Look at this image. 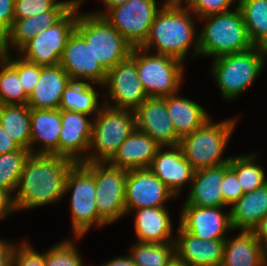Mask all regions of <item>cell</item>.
I'll return each mask as SVG.
<instances>
[{"instance_id":"cell-1","label":"cell","mask_w":267,"mask_h":266,"mask_svg":"<svg viewBox=\"0 0 267 266\" xmlns=\"http://www.w3.org/2000/svg\"><path fill=\"white\" fill-rule=\"evenodd\" d=\"M74 161L57 155L30 154L16 187V210L55 203L65 195V181Z\"/></svg>"},{"instance_id":"cell-2","label":"cell","mask_w":267,"mask_h":266,"mask_svg":"<svg viewBox=\"0 0 267 266\" xmlns=\"http://www.w3.org/2000/svg\"><path fill=\"white\" fill-rule=\"evenodd\" d=\"M195 16L179 0H169L156 15L147 40L141 46L155 53L174 57L182 62L194 46L199 55V36L195 31Z\"/></svg>"},{"instance_id":"cell-3","label":"cell","mask_w":267,"mask_h":266,"mask_svg":"<svg viewBox=\"0 0 267 266\" xmlns=\"http://www.w3.org/2000/svg\"><path fill=\"white\" fill-rule=\"evenodd\" d=\"M207 21L199 36V55L213 56L234 54L254 47L238 6L233 11L201 18Z\"/></svg>"},{"instance_id":"cell-4","label":"cell","mask_w":267,"mask_h":266,"mask_svg":"<svg viewBox=\"0 0 267 266\" xmlns=\"http://www.w3.org/2000/svg\"><path fill=\"white\" fill-rule=\"evenodd\" d=\"M267 48L254 46L251 49L214 58L211 75L214 77L226 100H233L255 82L264 69Z\"/></svg>"},{"instance_id":"cell-5","label":"cell","mask_w":267,"mask_h":266,"mask_svg":"<svg viewBox=\"0 0 267 266\" xmlns=\"http://www.w3.org/2000/svg\"><path fill=\"white\" fill-rule=\"evenodd\" d=\"M211 120L180 139L183 155L194 170L220 166L230 161V156H222L237 120L230 118L217 123Z\"/></svg>"},{"instance_id":"cell-6","label":"cell","mask_w":267,"mask_h":266,"mask_svg":"<svg viewBox=\"0 0 267 266\" xmlns=\"http://www.w3.org/2000/svg\"><path fill=\"white\" fill-rule=\"evenodd\" d=\"M72 192L70 201L72 233L81 239L92 225L103 227L107 223L98 215L95 199L93 162L75 163L65 181V194Z\"/></svg>"},{"instance_id":"cell-7","label":"cell","mask_w":267,"mask_h":266,"mask_svg":"<svg viewBox=\"0 0 267 266\" xmlns=\"http://www.w3.org/2000/svg\"><path fill=\"white\" fill-rule=\"evenodd\" d=\"M75 31L106 71L131 55L132 45L102 16L79 12Z\"/></svg>"},{"instance_id":"cell-8","label":"cell","mask_w":267,"mask_h":266,"mask_svg":"<svg viewBox=\"0 0 267 266\" xmlns=\"http://www.w3.org/2000/svg\"><path fill=\"white\" fill-rule=\"evenodd\" d=\"M92 121L89 151L91 149L95 151L91 150L84 162H108L119 146L136 129L134 111L114 109L104 104Z\"/></svg>"},{"instance_id":"cell-9","label":"cell","mask_w":267,"mask_h":266,"mask_svg":"<svg viewBox=\"0 0 267 266\" xmlns=\"http://www.w3.org/2000/svg\"><path fill=\"white\" fill-rule=\"evenodd\" d=\"M148 52L142 47H133L130 55L136 63L139 80L147 96L176 94L183 80L184 64L174 57Z\"/></svg>"},{"instance_id":"cell-10","label":"cell","mask_w":267,"mask_h":266,"mask_svg":"<svg viewBox=\"0 0 267 266\" xmlns=\"http://www.w3.org/2000/svg\"><path fill=\"white\" fill-rule=\"evenodd\" d=\"M78 13V9H71L58 23L38 32L18 54L43 67L59 65L67 40L75 30Z\"/></svg>"},{"instance_id":"cell-11","label":"cell","mask_w":267,"mask_h":266,"mask_svg":"<svg viewBox=\"0 0 267 266\" xmlns=\"http://www.w3.org/2000/svg\"><path fill=\"white\" fill-rule=\"evenodd\" d=\"M168 1L158 8L156 0H128L111 8L103 17L132 47H141L148 38L156 15Z\"/></svg>"},{"instance_id":"cell-12","label":"cell","mask_w":267,"mask_h":266,"mask_svg":"<svg viewBox=\"0 0 267 266\" xmlns=\"http://www.w3.org/2000/svg\"><path fill=\"white\" fill-rule=\"evenodd\" d=\"M95 201L98 215L109 225L126 215L125 189L127 171L108 162H93Z\"/></svg>"},{"instance_id":"cell-13","label":"cell","mask_w":267,"mask_h":266,"mask_svg":"<svg viewBox=\"0 0 267 266\" xmlns=\"http://www.w3.org/2000/svg\"><path fill=\"white\" fill-rule=\"evenodd\" d=\"M103 87L108 88L104 105L114 108L135 111L146 99L147 94L139 80L136 63L129 57L107 71ZM108 86V87H107Z\"/></svg>"},{"instance_id":"cell-14","label":"cell","mask_w":267,"mask_h":266,"mask_svg":"<svg viewBox=\"0 0 267 266\" xmlns=\"http://www.w3.org/2000/svg\"><path fill=\"white\" fill-rule=\"evenodd\" d=\"M175 195L149 168L127 171L125 189L126 214L138 208L166 207Z\"/></svg>"},{"instance_id":"cell-15","label":"cell","mask_w":267,"mask_h":266,"mask_svg":"<svg viewBox=\"0 0 267 266\" xmlns=\"http://www.w3.org/2000/svg\"><path fill=\"white\" fill-rule=\"evenodd\" d=\"M83 1L64 0L51 11L25 19H14L10 31L1 40V52L9 53V50L11 51L12 48L19 51L38 32L58 23L71 9H79Z\"/></svg>"},{"instance_id":"cell-16","label":"cell","mask_w":267,"mask_h":266,"mask_svg":"<svg viewBox=\"0 0 267 266\" xmlns=\"http://www.w3.org/2000/svg\"><path fill=\"white\" fill-rule=\"evenodd\" d=\"M60 65L72 81L91 82L98 86L105 82L107 71L75 30L67 40Z\"/></svg>"},{"instance_id":"cell-17","label":"cell","mask_w":267,"mask_h":266,"mask_svg":"<svg viewBox=\"0 0 267 266\" xmlns=\"http://www.w3.org/2000/svg\"><path fill=\"white\" fill-rule=\"evenodd\" d=\"M220 207L183 205L179 225L188 233L202 240H225V233L234 230L230 210L226 214Z\"/></svg>"},{"instance_id":"cell-18","label":"cell","mask_w":267,"mask_h":266,"mask_svg":"<svg viewBox=\"0 0 267 266\" xmlns=\"http://www.w3.org/2000/svg\"><path fill=\"white\" fill-rule=\"evenodd\" d=\"M88 116L90 115L73 110H61L58 156L68 158L75 163H83L86 160L85 152L89 154L92 137V120Z\"/></svg>"},{"instance_id":"cell-19","label":"cell","mask_w":267,"mask_h":266,"mask_svg":"<svg viewBox=\"0 0 267 266\" xmlns=\"http://www.w3.org/2000/svg\"><path fill=\"white\" fill-rule=\"evenodd\" d=\"M136 128L146 133L160 146L179 145L173 122L166 107V97H147L134 111Z\"/></svg>"},{"instance_id":"cell-20","label":"cell","mask_w":267,"mask_h":266,"mask_svg":"<svg viewBox=\"0 0 267 266\" xmlns=\"http://www.w3.org/2000/svg\"><path fill=\"white\" fill-rule=\"evenodd\" d=\"M165 148L168 150L164 151ZM149 169L175 195V198L185 183H191L195 171L184 157L179 145L160 146Z\"/></svg>"},{"instance_id":"cell-21","label":"cell","mask_w":267,"mask_h":266,"mask_svg":"<svg viewBox=\"0 0 267 266\" xmlns=\"http://www.w3.org/2000/svg\"><path fill=\"white\" fill-rule=\"evenodd\" d=\"M175 256L186 266H221L225 240H202L178 225Z\"/></svg>"},{"instance_id":"cell-22","label":"cell","mask_w":267,"mask_h":266,"mask_svg":"<svg viewBox=\"0 0 267 266\" xmlns=\"http://www.w3.org/2000/svg\"><path fill=\"white\" fill-rule=\"evenodd\" d=\"M159 147L150 136L136 128L108 163L126 171L149 168Z\"/></svg>"},{"instance_id":"cell-23","label":"cell","mask_w":267,"mask_h":266,"mask_svg":"<svg viewBox=\"0 0 267 266\" xmlns=\"http://www.w3.org/2000/svg\"><path fill=\"white\" fill-rule=\"evenodd\" d=\"M71 81L62 66H41L40 77L28 97L30 109H59L65 87Z\"/></svg>"},{"instance_id":"cell-24","label":"cell","mask_w":267,"mask_h":266,"mask_svg":"<svg viewBox=\"0 0 267 266\" xmlns=\"http://www.w3.org/2000/svg\"><path fill=\"white\" fill-rule=\"evenodd\" d=\"M30 126L31 154L58 156V142L61 133V110L30 109ZM35 143L41 144L38 146V149L35 148Z\"/></svg>"},{"instance_id":"cell-25","label":"cell","mask_w":267,"mask_h":266,"mask_svg":"<svg viewBox=\"0 0 267 266\" xmlns=\"http://www.w3.org/2000/svg\"><path fill=\"white\" fill-rule=\"evenodd\" d=\"M132 211H136L134 230L137 242L160 244L175 241L167 207L138 208Z\"/></svg>"},{"instance_id":"cell-26","label":"cell","mask_w":267,"mask_h":266,"mask_svg":"<svg viewBox=\"0 0 267 266\" xmlns=\"http://www.w3.org/2000/svg\"><path fill=\"white\" fill-rule=\"evenodd\" d=\"M224 176V164L194 171L190 193L184 205L198 207L223 206L221 183Z\"/></svg>"},{"instance_id":"cell-27","label":"cell","mask_w":267,"mask_h":266,"mask_svg":"<svg viewBox=\"0 0 267 266\" xmlns=\"http://www.w3.org/2000/svg\"><path fill=\"white\" fill-rule=\"evenodd\" d=\"M221 266H267L263 245L252 230H240L234 238H226Z\"/></svg>"},{"instance_id":"cell-28","label":"cell","mask_w":267,"mask_h":266,"mask_svg":"<svg viewBox=\"0 0 267 266\" xmlns=\"http://www.w3.org/2000/svg\"><path fill=\"white\" fill-rule=\"evenodd\" d=\"M166 107L180 139L203 126L211 118L204 107L178 96V93L166 96Z\"/></svg>"},{"instance_id":"cell-29","label":"cell","mask_w":267,"mask_h":266,"mask_svg":"<svg viewBox=\"0 0 267 266\" xmlns=\"http://www.w3.org/2000/svg\"><path fill=\"white\" fill-rule=\"evenodd\" d=\"M267 214V183L244 195L230 208L233 229L253 230Z\"/></svg>"},{"instance_id":"cell-30","label":"cell","mask_w":267,"mask_h":266,"mask_svg":"<svg viewBox=\"0 0 267 266\" xmlns=\"http://www.w3.org/2000/svg\"><path fill=\"white\" fill-rule=\"evenodd\" d=\"M92 84L91 82L71 80L64 89L59 109L73 110L94 117L102 105L100 106L98 101L99 92L95 91Z\"/></svg>"},{"instance_id":"cell-31","label":"cell","mask_w":267,"mask_h":266,"mask_svg":"<svg viewBox=\"0 0 267 266\" xmlns=\"http://www.w3.org/2000/svg\"><path fill=\"white\" fill-rule=\"evenodd\" d=\"M0 126L20 147L30 150V108L27 105H0Z\"/></svg>"},{"instance_id":"cell-32","label":"cell","mask_w":267,"mask_h":266,"mask_svg":"<svg viewBox=\"0 0 267 266\" xmlns=\"http://www.w3.org/2000/svg\"><path fill=\"white\" fill-rule=\"evenodd\" d=\"M237 4L251 43L267 48V0H238Z\"/></svg>"},{"instance_id":"cell-33","label":"cell","mask_w":267,"mask_h":266,"mask_svg":"<svg viewBox=\"0 0 267 266\" xmlns=\"http://www.w3.org/2000/svg\"><path fill=\"white\" fill-rule=\"evenodd\" d=\"M256 155L254 153L230 158L229 166L236 172L243 193L252 192L267 183L264 169L255 162Z\"/></svg>"},{"instance_id":"cell-34","label":"cell","mask_w":267,"mask_h":266,"mask_svg":"<svg viewBox=\"0 0 267 266\" xmlns=\"http://www.w3.org/2000/svg\"><path fill=\"white\" fill-rule=\"evenodd\" d=\"M26 95L17 69L0 56V105H27Z\"/></svg>"},{"instance_id":"cell-35","label":"cell","mask_w":267,"mask_h":266,"mask_svg":"<svg viewBox=\"0 0 267 266\" xmlns=\"http://www.w3.org/2000/svg\"><path fill=\"white\" fill-rule=\"evenodd\" d=\"M130 254L137 266H166L175 256L174 242L160 244L137 242Z\"/></svg>"},{"instance_id":"cell-36","label":"cell","mask_w":267,"mask_h":266,"mask_svg":"<svg viewBox=\"0 0 267 266\" xmlns=\"http://www.w3.org/2000/svg\"><path fill=\"white\" fill-rule=\"evenodd\" d=\"M30 154V150L20 147L16 151L0 155V188L14 195L13 192H16L24 164Z\"/></svg>"},{"instance_id":"cell-37","label":"cell","mask_w":267,"mask_h":266,"mask_svg":"<svg viewBox=\"0 0 267 266\" xmlns=\"http://www.w3.org/2000/svg\"><path fill=\"white\" fill-rule=\"evenodd\" d=\"M45 266H83L82 258L72 240H64L45 252Z\"/></svg>"},{"instance_id":"cell-38","label":"cell","mask_w":267,"mask_h":266,"mask_svg":"<svg viewBox=\"0 0 267 266\" xmlns=\"http://www.w3.org/2000/svg\"><path fill=\"white\" fill-rule=\"evenodd\" d=\"M2 55L17 69L24 91L29 97L40 77L41 66L25 60L21 56L11 59L9 53H2Z\"/></svg>"},{"instance_id":"cell-39","label":"cell","mask_w":267,"mask_h":266,"mask_svg":"<svg viewBox=\"0 0 267 266\" xmlns=\"http://www.w3.org/2000/svg\"><path fill=\"white\" fill-rule=\"evenodd\" d=\"M185 3V7L190 10L198 19L203 17L228 12L229 7L237 0H179Z\"/></svg>"},{"instance_id":"cell-40","label":"cell","mask_w":267,"mask_h":266,"mask_svg":"<svg viewBox=\"0 0 267 266\" xmlns=\"http://www.w3.org/2000/svg\"><path fill=\"white\" fill-rule=\"evenodd\" d=\"M60 2L57 0H15L14 19H25L51 11Z\"/></svg>"},{"instance_id":"cell-41","label":"cell","mask_w":267,"mask_h":266,"mask_svg":"<svg viewBox=\"0 0 267 266\" xmlns=\"http://www.w3.org/2000/svg\"><path fill=\"white\" fill-rule=\"evenodd\" d=\"M221 192L223 196V207L230 204L233 205L244 195L241 186L239 185L236 172L229 166V163L224 164Z\"/></svg>"},{"instance_id":"cell-42","label":"cell","mask_w":267,"mask_h":266,"mask_svg":"<svg viewBox=\"0 0 267 266\" xmlns=\"http://www.w3.org/2000/svg\"><path fill=\"white\" fill-rule=\"evenodd\" d=\"M12 266H45V252L41 254L24 242L15 247Z\"/></svg>"},{"instance_id":"cell-43","label":"cell","mask_w":267,"mask_h":266,"mask_svg":"<svg viewBox=\"0 0 267 266\" xmlns=\"http://www.w3.org/2000/svg\"><path fill=\"white\" fill-rule=\"evenodd\" d=\"M15 0H0V40L10 31L14 22Z\"/></svg>"},{"instance_id":"cell-44","label":"cell","mask_w":267,"mask_h":266,"mask_svg":"<svg viewBox=\"0 0 267 266\" xmlns=\"http://www.w3.org/2000/svg\"><path fill=\"white\" fill-rule=\"evenodd\" d=\"M16 204L13 194L5 189L0 188V219L4 218L10 213H14Z\"/></svg>"},{"instance_id":"cell-45","label":"cell","mask_w":267,"mask_h":266,"mask_svg":"<svg viewBox=\"0 0 267 266\" xmlns=\"http://www.w3.org/2000/svg\"><path fill=\"white\" fill-rule=\"evenodd\" d=\"M17 245L0 239V266H12L13 252Z\"/></svg>"},{"instance_id":"cell-46","label":"cell","mask_w":267,"mask_h":266,"mask_svg":"<svg viewBox=\"0 0 267 266\" xmlns=\"http://www.w3.org/2000/svg\"><path fill=\"white\" fill-rule=\"evenodd\" d=\"M252 231L257 240L263 245L267 257V214L259 221Z\"/></svg>"},{"instance_id":"cell-47","label":"cell","mask_w":267,"mask_h":266,"mask_svg":"<svg viewBox=\"0 0 267 266\" xmlns=\"http://www.w3.org/2000/svg\"><path fill=\"white\" fill-rule=\"evenodd\" d=\"M20 148V146L13 140L11 137L6 134L3 128L0 126V155L16 151Z\"/></svg>"},{"instance_id":"cell-48","label":"cell","mask_w":267,"mask_h":266,"mask_svg":"<svg viewBox=\"0 0 267 266\" xmlns=\"http://www.w3.org/2000/svg\"><path fill=\"white\" fill-rule=\"evenodd\" d=\"M102 266H137L134 263V260L132 256H122V257H116L115 259H112L106 263H104Z\"/></svg>"},{"instance_id":"cell-49","label":"cell","mask_w":267,"mask_h":266,"mask_svg":"<svg viewBox=\"0 0 267 266\" xmlns=\"http://www.w3.org/2000/svg\"><path fill=\"white\" fill-rule=\"evenodd\" d=\"M128 0H102L104 2V6L106 10H99V12H95L93 14L98 15V16H104L111 8H114L116 6L122 5L126 3Z\"/></svg>"},{"instance_id":"cell-50","label":"cell","mask_w":267,"mask_h":266,"mask_svg":"<svg viewBox=\"0 0 267 266\" xmlns=\"http://www.w3.org/2000/svg\"><path fill=\"white\" fill-rule=\"evenodd\" d=\"M166 266H186L181 260L174 256Z\"/></svg>"},{"instance_id":"cell-51","label":"cell","mask_w":267,"mask_h":266,"mask_svg":"<svg viewBox=\"0 0 267 266\" xmlns=\"http://www.w3.org/2000/svg\"><path fill=\"white\" fill-rule=\"evenodd\" d=\"M2 52H1V40H0V56H1Z\"/></svg>"}]
</instances>
